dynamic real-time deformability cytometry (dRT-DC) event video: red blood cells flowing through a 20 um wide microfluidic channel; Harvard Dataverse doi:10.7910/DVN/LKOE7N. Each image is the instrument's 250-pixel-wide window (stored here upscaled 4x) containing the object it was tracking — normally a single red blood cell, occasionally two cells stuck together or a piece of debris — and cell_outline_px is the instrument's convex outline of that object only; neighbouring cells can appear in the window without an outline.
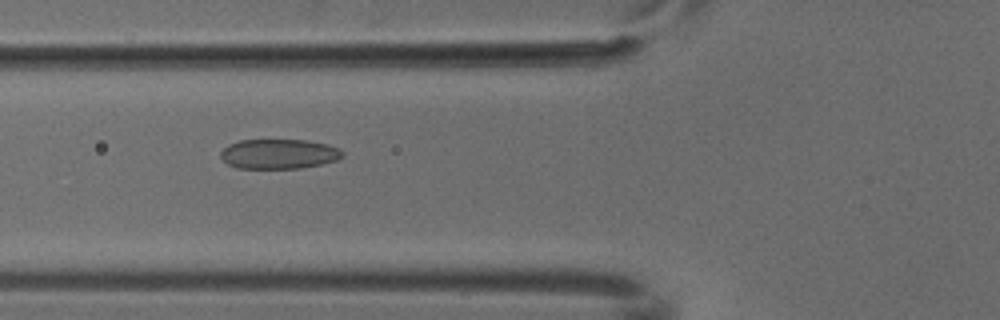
{"species": "common noctule bat (a hibernating species)", "species_latin": "Nyctalus noctula", "temperature_condition": "cold", "stored_images_in_passage": 5, "camera_frame_rate_fps": 3000, "um_per_image_px": 0.085, "animal": {"sex": "male", "body_mass_g": 18.8}, "frame": {"image": 1, "passage_image": 4, "time_ms": 1.0, "image_size_px": [1000, 320], "cell_outline_px": [[344, 156], [336, 160], [320, 164], [300, 168], [236, 168], [228, 164], [220, 156], [220, 152], [228, 144], [240, 140], [304, 140], [324, 144], [340, 148], [344, 152]], "centroid_in_image_um": [23.69, 13.08], "position_along_channel_um": 102.1, "area_um2": 21.04}}
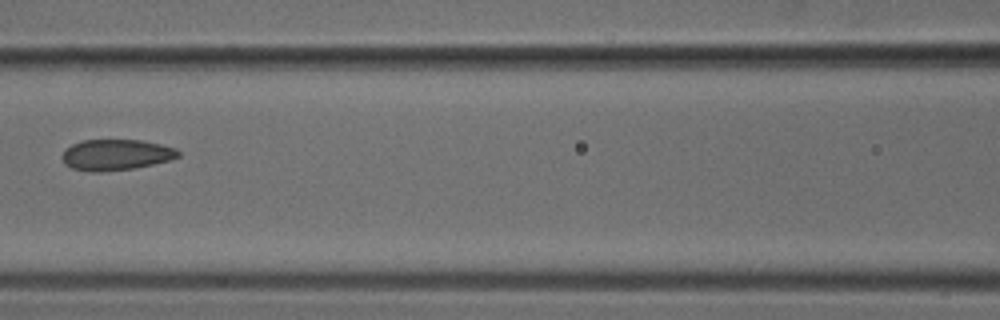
{"frame": {"image": 2, "passage_image": 5, "time_ms": 1.333, "image_size_px": [1000, 320], "cell_outline_px": [[180, 156], [168, 160], [152, 164], [132, 168], [100, 172], [92, 172], [72, 168], [64, 164], [60, 156], [64, 148], [72, 144], [84, 140], [140, 140], [160, 144], [176, 148], [180, 152]], "centroid_in_image_um": [9.8, 13.15], "position_along_channel_um": 156.8, "area_um2": 20.92}}